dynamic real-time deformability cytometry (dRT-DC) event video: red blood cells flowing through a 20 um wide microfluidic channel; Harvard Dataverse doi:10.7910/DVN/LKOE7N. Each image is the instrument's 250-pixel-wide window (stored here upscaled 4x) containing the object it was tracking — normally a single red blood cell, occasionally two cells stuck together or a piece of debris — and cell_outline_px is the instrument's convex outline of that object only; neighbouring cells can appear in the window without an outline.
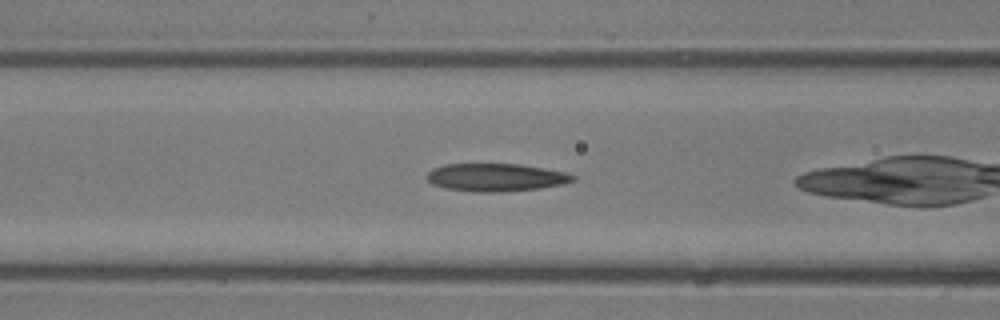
{"species": "common noctule bat (a hibernating species)", "species_latin": "Nyctalus noctula", "temperature_condition": "room temperature", "stored_images_in_passage": 31, "camera_frame_rate_fps": 3000, "um_per_image_px": 0.085, "animal": {"sex": "male", "body_mass_g": 13.3}, "frame": {"image": 1, "passage_image": 11, "time_ms": 3.333, "image_size_px": [1000, 320], "cell_outline_px": [[576, 180], [564, 184], [540, 188], [504, 192], [476, 192], [444, 188], [432, 184], [428, 180], [428, 172], [432, 168], [444, 164], [520, 164], [544, 168], [564, 172], [576, 176]], "centroid_in_image_um": [42.16, 15.08], "position_along_channel_um": 124.4, "area_um2": 23.81}}
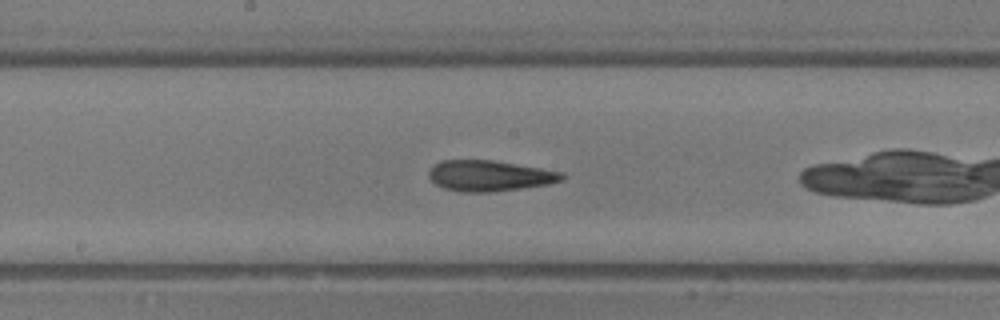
{"frame": {"image": 2, "passage_image": 16, "time_ms": 5.0, "image_size_px": [1000, 320], "cell_outline_px": [[564, 180], [548, 184], [492, 192], [460, 192], [444, 188], [436, 184], [428, 176], [428, 172], [436, 164], [444, 160], [492, 160], [564, 172]], "centroid_in_image_um": [41.62, 14.94], "position_along_channel_um": 206.6, "area_um2": 23.7}}
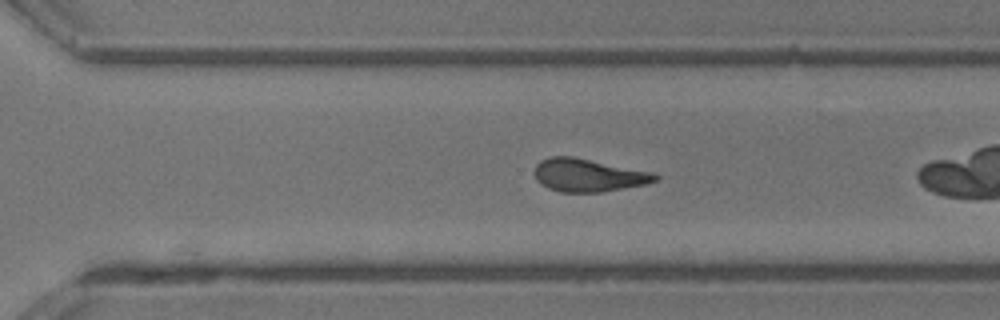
{"frame": {"image": 3, "passage_image": 23, "time_ms": 7.333, "image_size_px": [1000, 320], "cell_outline_px": [[660, 176], [656, 180], [648, 184], [600, 192], [560, 192], [548, 188], [540, 184], [536, 180], [532, 172], [536, 164], [540, 160], [552, 156], [572, 156], [652, 172]], "centroid_in_image_um": [49.95, 14.89], "position_along_channel_um": 320.6, "area_um2": 23.29}, "authors_computed_cell_mechanics": {"area_um2": 24.1604, "velocity_mm_per_s": 4.9105, "shape_relaxation_time_tau1_ms": null, "shape_relaxation_time_tau2_ms": 2.7617, "deformation_change_tau1": null, "deformation_change_tau2": 0.1265}}